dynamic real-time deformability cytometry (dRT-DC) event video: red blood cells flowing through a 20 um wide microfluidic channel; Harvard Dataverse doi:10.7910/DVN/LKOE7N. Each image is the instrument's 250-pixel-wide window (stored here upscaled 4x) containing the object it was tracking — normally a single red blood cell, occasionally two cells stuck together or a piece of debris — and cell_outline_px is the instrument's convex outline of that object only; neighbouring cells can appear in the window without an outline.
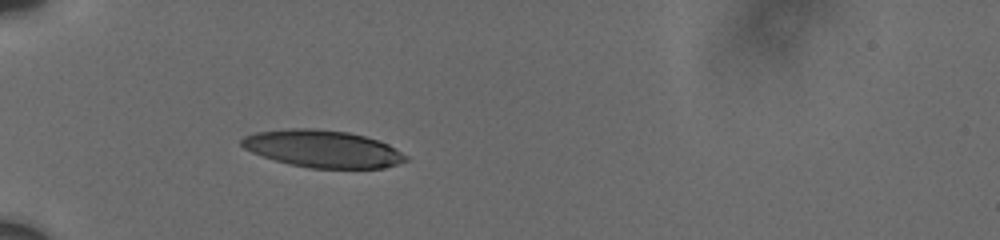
{"species": "human", "species_latin": "Homo sapiens", "temperature_condition": "cold", "stored_images_in_passage": 37, "camera_frame_rate_fps": 3000, "um_per_image_px": 0.085, "donor": {"sex": "male"}, "frame": {"image": 1, "passage_image": 6, "time_ms": 3.0, "image_size_px": [1000, 240], "cell_outline_px": [[408, 160], [384, 168], [308, 168], [288, 164], [252, 152], [244, 148], [240, 144], [240, 140], [244, 136], [256, 132], [288, 128], [312, 128], [348, 132], [364, 136], [388, 144], [408, 156]], "centroid_in_image_um": [27.42, 12.65], "position_along_channel_um": 57.6, "area_um2": 35.55}}
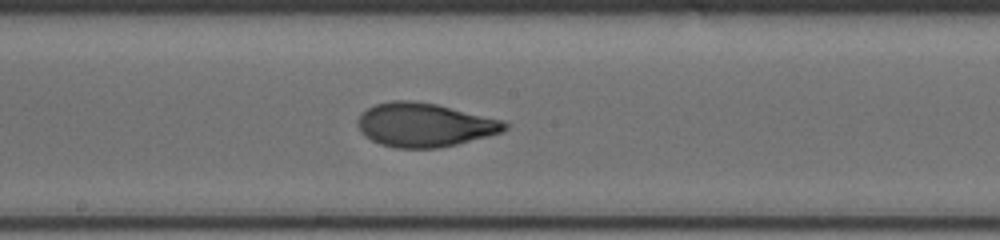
{"frame": {"image": 2, "passage_image": 20, "time_ms": 7.667, "image_size_px": [1000, 240], "cell_outline_px": [[508, 128], [500, 132], [488, 136], [456, 144], [436, 148], [396, 148], [380, 144], [364, 136], [360, 132], [356, 124], [356, 120], [368, 108], [376, 104], [392, 100], [408, 100], [436, 104], [504, 120], [508, 124]], "centroid_in_image_um": [36.06, 10.62], "position_along_channel_um": 212.1, "area_um2": 37.45}}
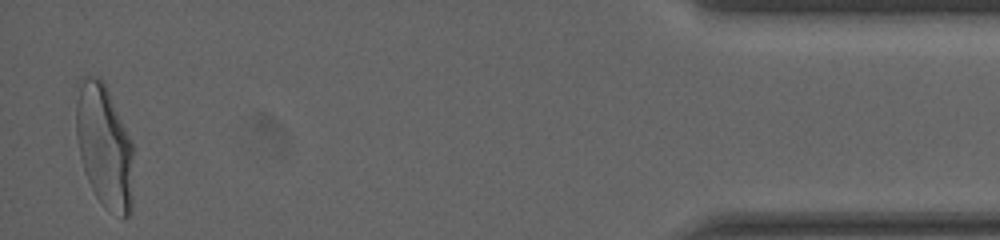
{"frame": {"image": 3, "passage_image": 37, "time_ms": 15.333, "image_size_px": [1000, 240], "cell_outline_px": [[132, 204], [128, 216], [124, 220], [104, 208], [96, 196], [84, 172], [80, 156], [76, 136], [76, 104], [80, 88], [84, 76], [100, 76], [104, 80], [132, 144]], "centroid_in_image_um": [8.87, 12.48], "position_along_channel_um": 426.3, "area_um2": 41.04}, "authors_computed_cell_mechanics": {"area_um2": 36.8186, "velocity_mm_per_s": 3.6875, "shape_relaxation_time_tau1_ms": 4.4449, "shape_relaxation_time_tau2_ms": 1.0539, "deformation_change_tau1": 0.1915, "deformation_change_tau2": 0.0624}}